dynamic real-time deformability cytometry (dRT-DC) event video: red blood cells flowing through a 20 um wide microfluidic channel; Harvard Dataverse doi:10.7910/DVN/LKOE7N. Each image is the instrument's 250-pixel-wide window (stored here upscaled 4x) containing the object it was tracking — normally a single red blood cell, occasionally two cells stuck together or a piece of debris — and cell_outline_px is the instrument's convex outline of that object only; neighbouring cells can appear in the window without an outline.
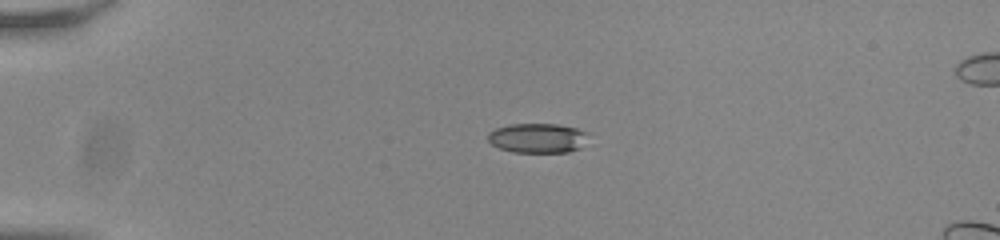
{"species": "common noctule bat (a hibernating species)", "species_latin": "Nyctalus noctula", "temperature_condition": "room temperature", "stored_images_in_passage": 43, "camera_frame_rate_fps": 3000, "um_per_image_px": 0.085, "animal": {"sex": "male", "body_mass_g": 20.0, "forearm_length_mm": 53.3}, "frame": {"image": 1, "passage_image": 1, "time_ms": 0.0, "image_size_px": [1000, 240], "cell_outline_px": [[588, 132], [580, 148], [568, 152], [512, 152], [500, 148], [492, 144], [488, 140], [488, 132], [496, 128], [508, 124], [556, 124], [576, 128]], "centroid_in_image_um": [45.66, 11.73], "position_along_channel_um": 39.3, "area_um2": 17.22}}
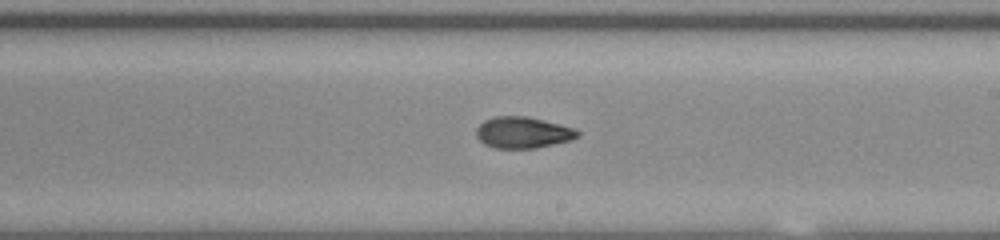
{"frame": {"image": 2, "passage_image": 21, "time_ms": 6.667, "image_size_px": [1000, 240], "cell_outline_px": [[580, 136], [572, 140], [536, 148], [496, 148], [484, 144], [476, 136], [476, 128], [484, 120], [496, 116], [528, 116], [576, 128], [580, 132]], "centroid_in_image_um": [44.47, 11.26], "position_along_channel_um": 244.5, "area_um2": 18.67}}
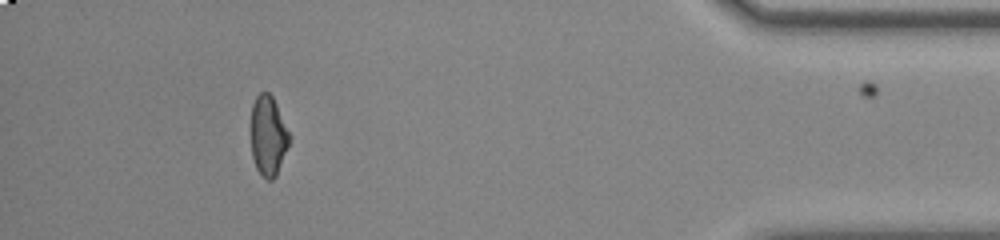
{"frame": {"image": 3, "passage_image": 38, "time_ms": 12.333, "image_size_px": [1000, 240], "cell_outline_px": [[288, 144], [276, 176], [272, 180], [268, 180], [256, 168], [252, 156], [252, 104], [256, 96], [260, 92], [268, 92], [272, 96], [276, 104], [288, 132]], "centroid_in_image_um": [22.77, 11.53], "position_along_channel_um": 412.4, "area_um2": 17.22}, "authors_computed_cell_mechanics": {"area_um2": 18.4382, "velocity_mm_per_s": 3.8218, "shape_relaxation_time_tau1_ms": null, "shape_relaxation_time_tau2_ms": 2.6501, "deformation_change_tau1": null, "deformation_change_tau2": 0.0783}}